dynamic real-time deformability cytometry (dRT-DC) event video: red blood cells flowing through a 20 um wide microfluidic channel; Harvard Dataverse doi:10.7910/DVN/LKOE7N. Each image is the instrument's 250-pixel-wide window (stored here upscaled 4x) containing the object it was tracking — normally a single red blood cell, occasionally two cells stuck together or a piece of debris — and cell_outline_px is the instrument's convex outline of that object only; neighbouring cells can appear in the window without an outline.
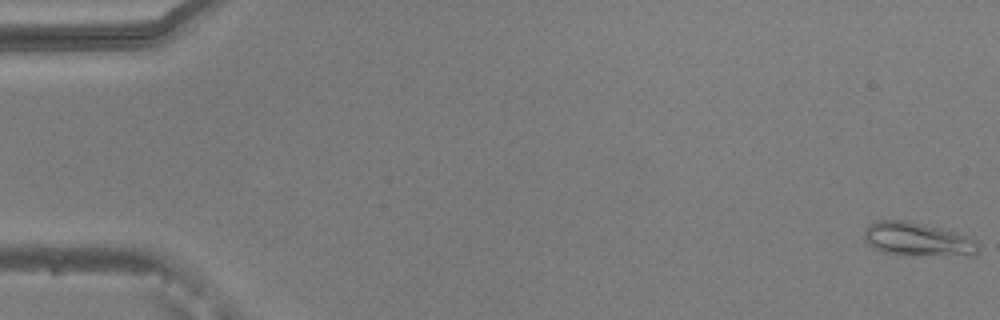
{"species": "common noctule bat (a hibernating species)", "species_latin": "Nyctalus noctula", "temperature_condition": "warm", "stored_images_in_passage": 54, "camera_frame_rate_fps": 3000, "um_per_image_px": 0.085, "animal": {"sex": "male", "body_mass_g": 20.5, "forearm_length_mm": 52.5}, "frame": {"image": 1, "passage_image": 1, "time_ms": 0.0, "image_size_px": [1000, 320], "cell_outline_px": [[980, 248], [976, 256], [972, 256], [880, 252], [864, 240], [864, 228], [868, 224], [876, 220], [908, 220], [956, 232], [968, 236], [976, 240]], "centroid_in_image_um": [78.01, 20.31], "position_along_channel_um": 7.0, "area_um2": 22.25}}
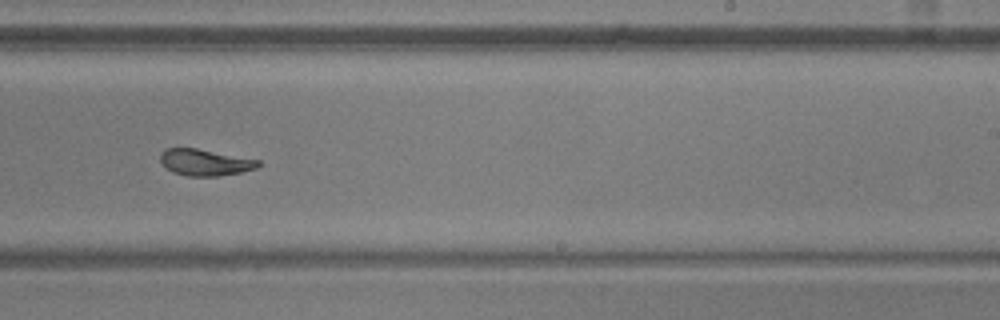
{"frame": {"image": 2, "passage_image": 34, "time_ms": 11.0, "image_size_px": [1000, 320], "cell_outline_px": [[260, 164], [256, 168], [240, 172], [220, 176], [188, 176], [172, 172], [160, 160], [160, 152], [164, 148], [196, 148], [260, 160]], "centroid_in_image_um": [17.41, 13.8], "position_along_channel_um": 271.6, "area_um2": 15.03}}
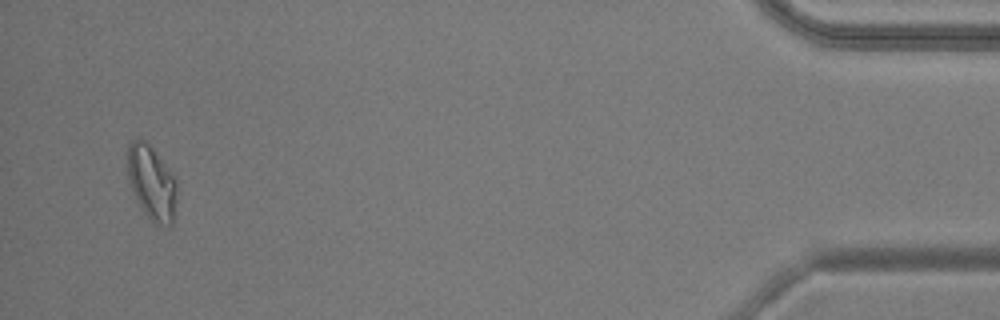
{"frame": {"image": 3, "passage_image": 52, "time_ms": 17.0, "image_size_px": [1000, 320], "cell_outline_px": [[176, 200], [172, 224], [156, 224], [140, 208], [132, 188], [128, 176], [128, 144], [136, 136], [140, 136], [148, 140], [152, 144], [176, 176]], "centroid_in_image_um": [12.9, 15.4], "position_along_channel_um": 422.3, "area_um2": 21.85}, "authors_computed_cell_mechanics": {"area_um2": 16.5886, "velocity_mm_per_s": 3.7996, "shape_relaxation_time_tau1_ms": 2.6889, "shape_relaxation_time_tau2_ms": 1.3072, "deformation_change_tau1": 0.1596, "deformation_change_tau2": 0.0889}}